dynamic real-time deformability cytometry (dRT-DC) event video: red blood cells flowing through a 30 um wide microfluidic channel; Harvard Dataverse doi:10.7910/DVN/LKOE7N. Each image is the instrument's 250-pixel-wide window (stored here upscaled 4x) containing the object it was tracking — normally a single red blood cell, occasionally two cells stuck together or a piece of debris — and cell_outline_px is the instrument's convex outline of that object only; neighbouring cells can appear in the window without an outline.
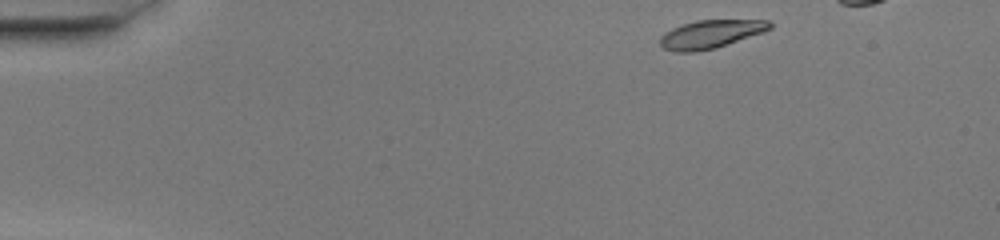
{"species": "common noctule bat (a hibernating species)", "species_latin": "Nyctalus noctula", "temperature_condition": "warm", "stored_images_in_passage": 39, "camera_frame_rate_fps": 3000, "um_per_image_px": 0.085, "animal": {"sex": "female", "body_mass_g": 20.0, "forearm_length_mm": 54.0}, "frame": {"image": 1, "passage_image": 1, "time_ms": 0.0, "image_size_px": [1000, 240], "cell_outline_px": [[772, 28], [764, 32], [716, 48], [696, 52], [676, 52], [664, 48], [660, 44], [660, 36], [664, 32], [672, 28], [696, 20], [768, 20], [772, 24]], "centroid_in_image_um": [60.4, 2.9], "position_along_channel_um": 24.6, "area_um2": 18.09}}
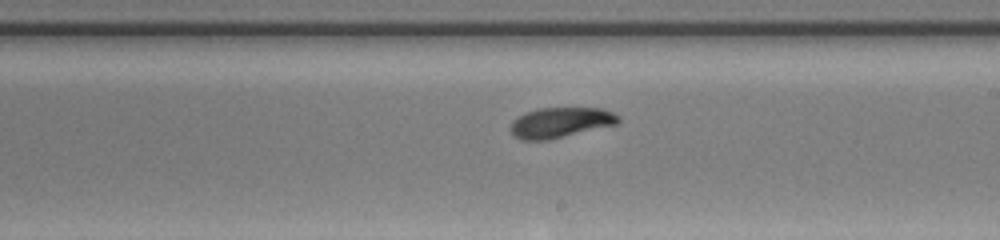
{"frame": {"image": 2, "passage_image": 24, "time_ms": 7.667, "image_size_px": [1000, 240], "cell_outline_px": [[620, 120], [616, 124], [548, 140], [520, 140], [512, 136], [508, 128], [512, 120], [524, 112], [540, 108], [600, 108], [612, 112], [620, 116]], "centroid_in_image_um": [47.56, 10.42], "position_along_channel_um": 241.4, "area_um2": 19.19}}
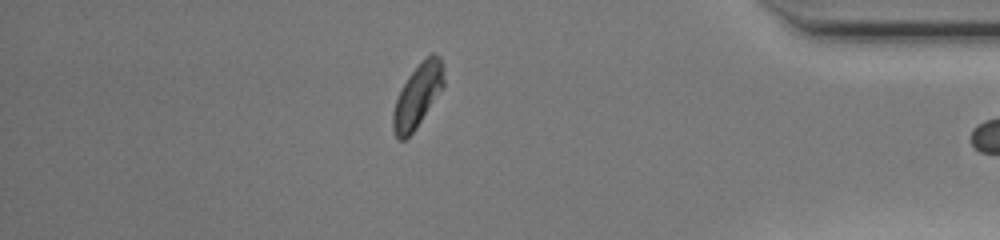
{"frame": {"image": 3, "passage_image": 38, "time_ms": 12.333, "image_size_px": [1000, 240], "cell_outline_px": [[444, 84], [416, 128], [404, 140], [400, 140], [396, 136], [392, 128], [392, 112], [396, 100], [408, 76], [432, 52], [440, 56], [444, 64]], "centroid_in_image_um": [35.5, 8.13], "position_along_channel_um": 399.7, "area_um2": 18.26}}